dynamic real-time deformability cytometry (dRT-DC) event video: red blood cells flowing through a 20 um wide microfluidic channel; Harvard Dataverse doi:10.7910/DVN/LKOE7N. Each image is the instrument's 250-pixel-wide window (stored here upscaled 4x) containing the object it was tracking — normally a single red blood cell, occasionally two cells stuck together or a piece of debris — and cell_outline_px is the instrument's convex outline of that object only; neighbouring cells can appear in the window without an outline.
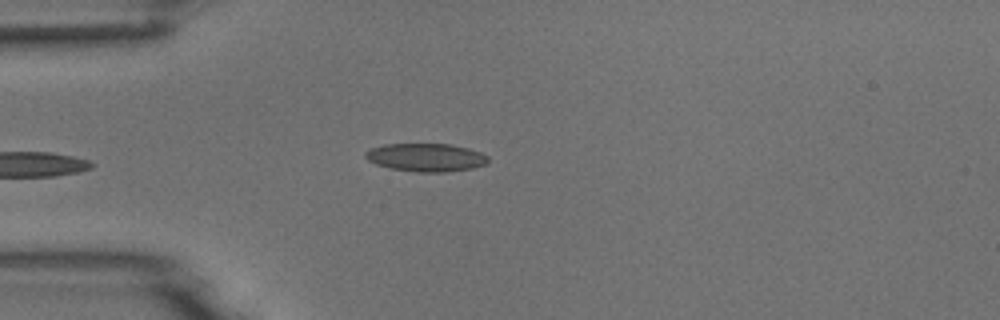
{"species": "common noctule bat (a hibernating species)", "species_latin": "Nyctalus noctula", "temperature_condition": "room temperature", "stored_images_in_passage": 6, "camera_frame_rate_fps": 3000, "um_per_image_px": 0.085, "animal": {"sex": "male", "body_mass_g": 18.8}, "frame": {"image": 1, "passage_image": 6, "time_ms": 5.667, "image_size_px": [1000, 320], "cell_outline_px": [[488, 164], [472, 168], [448, 172], [416, 172], [392, 168], [376, 164], [368, 160], [364, 156], [364, 152], [372, 148], [384, 144], [452, 144], [468, 148], [480, 152], [488, 156]], "centroid_in_image_um": [36.23, 13.38], "position_along_channel_um": 48.8, "area_um2": 20.17}}